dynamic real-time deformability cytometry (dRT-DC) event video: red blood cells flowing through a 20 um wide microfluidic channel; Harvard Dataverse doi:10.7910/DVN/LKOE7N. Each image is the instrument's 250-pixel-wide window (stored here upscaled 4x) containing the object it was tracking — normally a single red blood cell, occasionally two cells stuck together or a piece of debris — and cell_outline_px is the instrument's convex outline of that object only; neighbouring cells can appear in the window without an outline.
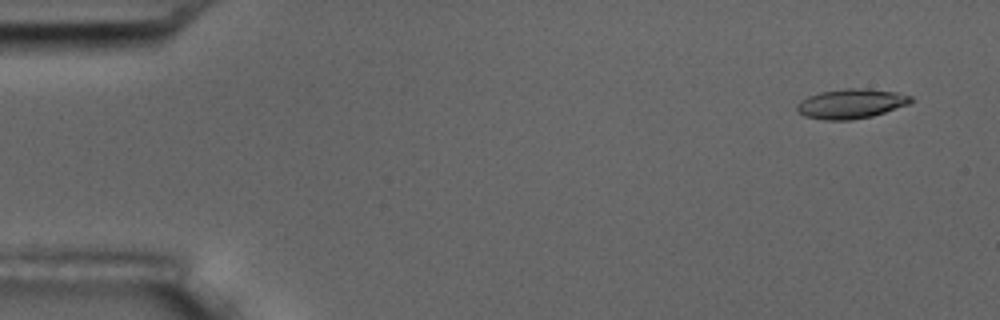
{"species": "common noctule bat (a hibernating species)", "species_latin": "Nyctalus noctula", "temperature_condition": "room temperature", "stored_images_in_passage": 5, "camera_frame_rate_fps": 3000, "um_per_image_px": 0.085, "animal": {"sex": "male", "body_mass_g": 17.5, "forearm_length_mm": 52.3}, "frame": {"image": 1, "passage_image": 2, "time_ms": 1.0, "image_size_px": [1000, 320], "cell_outline_px": [[916, 100], [908, 104], [872, 116], [852, 120], [824, 120], [804, 116], [796, 108], [796, 104], [800, 100], [808, 96], [820, 92], [848, 88], [864, 88], [896, 92], [912, 96]], "centroid_in_image_um": [72.34, 8.81], "position_along_channel_um": 12.7, "area_um2": 19.71}}
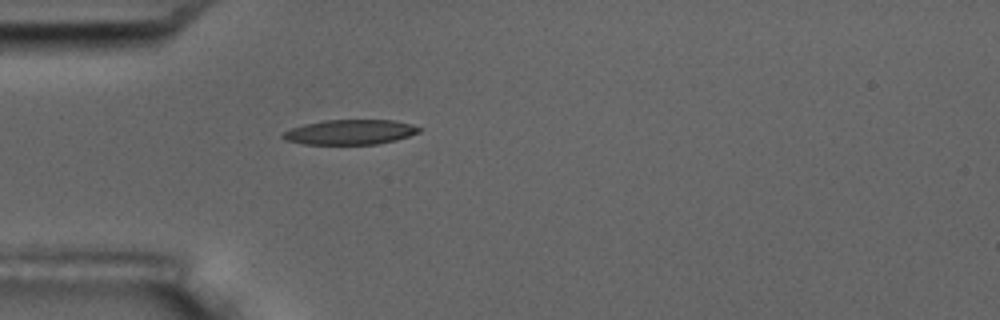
{"frame": {"image": 2, "passage_image": 5, "time_ms": 5.333, "image_size_px": [1000, 320], "cell_outline_px": [[424, 128], [420, 132], [396, 140], [376, 144], [304, 144], [284, 140], [280, 136], [284, 132], [292, 128], [304, 124], [324, 120], [392, 120], [412, 124]], "centroid_in_image_um": [29.77, 11.22], "position_along_channel_um": 55.2, "area_um2": 19.83}}